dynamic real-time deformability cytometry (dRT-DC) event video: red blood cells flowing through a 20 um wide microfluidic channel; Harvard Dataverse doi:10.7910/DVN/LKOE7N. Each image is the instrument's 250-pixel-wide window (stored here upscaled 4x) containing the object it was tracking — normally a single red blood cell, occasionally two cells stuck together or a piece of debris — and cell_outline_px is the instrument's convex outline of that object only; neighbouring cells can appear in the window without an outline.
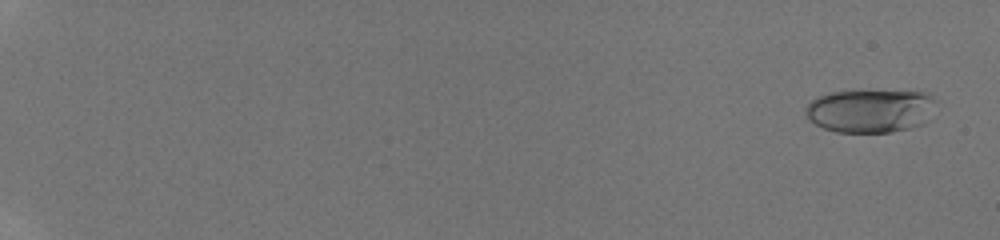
{"species": "human", "species_latin": "Homo sapiens", "temperature_condition": "room temperature", "stored_images_in_passage": 48, "camera_frame_rate_fps": 3000, "um_per_image_px": 0.085, "donor": {"sex": "male"}, "frame": {"image": 1, "passage_image": 3, "time_ms": 0.667, "image_size_px": [1000, 240], "cell_outline_px": [[936, 100], [924, 124], [892, 132], [836, 132], [824, 128], [816, 124], [804, 112], [804, 108], [816, 96], [828, 92], [932, 92], [936, 96]], "centroid_in_image_um": [73.98, 9.42], "position_along_channel_um": 11.0, "area_um2": 32.66}}
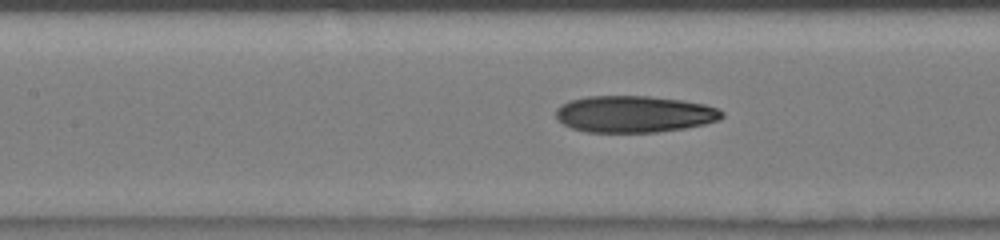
{"frame": {"image": 2, "passage_image": 27, "time_ms": 9.667, "image_size_px": [1000, 240], "cell_outline_px": [[724, 116], [720, 120], [704, 124], [684, 128], [656, 132], [584, 132], [572, 128], [556, 120], [556, 108], [560, 104], [568, 100], [588, 96], [648, 96], [680, 100], [704, 104], [716, 108], [724, 112]], "centroid_in_image_um": [53.87, 9.7], "position_along_channel_um": 153.5, "area_um2": 35.66}}
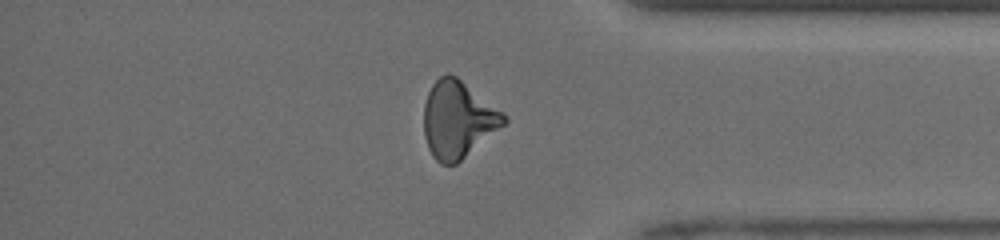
{"frame": {"image": 3, "passage_image": 42, "time_ms": 15.667, "image_size_px": [1000, 240], "cell_outline_px": [[508, 120], [504, 124], [456, 164], [440, 164], [432, 156], [428, 148], [424, 136], [424, 104], [428, 92], [432, 84], [440, 76], [448, 72], [456, 76], [504, 112], [508, 116]], "centroid_in_image_um": [38.91, 10.14], "position_along_channel_um": 396.3, "area_um2": 35.72}, "authors_computed_cell_mechanics": {"area_um2": 34.391, "velocity_mm_per_s": 4.1694, "shape_relaxation_time_tau1_ms": 9.313, "shape_relaxation_time_tau2_ms": 2.1891, "deformation_change_tau1": 0.2778, "deformation_change_tau2": 0.109}}